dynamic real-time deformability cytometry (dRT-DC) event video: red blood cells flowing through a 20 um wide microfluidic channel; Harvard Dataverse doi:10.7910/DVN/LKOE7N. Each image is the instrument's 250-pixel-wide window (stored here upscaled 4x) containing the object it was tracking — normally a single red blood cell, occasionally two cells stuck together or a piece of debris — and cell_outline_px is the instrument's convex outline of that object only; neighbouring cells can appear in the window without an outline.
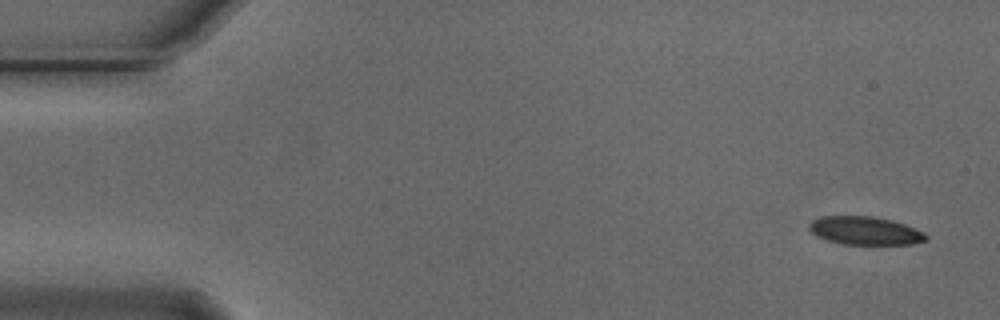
{"species": "Egyptian fruit bat (a non-hibernating species)", "species_latin": "Rousettus aegyptiacus", "temperature_condition": "cold", "stored_images_in_passage": 6, "camera_frame_rate_fps": 3000, "um_per_image_px": 0.085, "animal": {"sex": "male"}, "frame": {"image": 1, "passage_image": 1, "time_ms": 0.0, "image_size_px": [1000, 320], "cell_outline_px": [[928, 240], [912, 244], [844, 244], [828, 240], [816, 236], [808, 228], [808, 224], [812, 220], [820, 216], [872, 216], [892, 220], [916, 228], [924, 232], [928, 236]], "centroid_in_image_um": [73.54, 19.6], "position_along_channel_um": 11.5, "area_um2": 19.31}}